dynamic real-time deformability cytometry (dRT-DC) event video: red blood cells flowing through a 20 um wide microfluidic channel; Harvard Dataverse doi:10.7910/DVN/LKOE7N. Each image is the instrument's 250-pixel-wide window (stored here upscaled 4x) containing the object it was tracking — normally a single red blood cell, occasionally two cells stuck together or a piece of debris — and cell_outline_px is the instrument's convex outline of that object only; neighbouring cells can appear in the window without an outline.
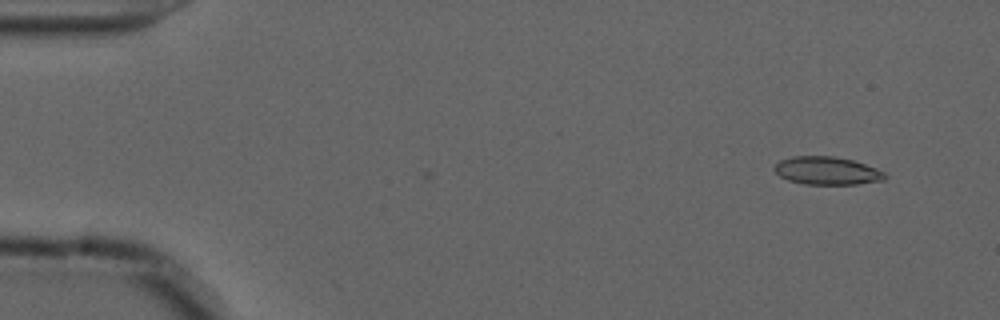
{"species": "common noctule bat (a hibernating species)", "species_latin": "Nyctalus noctula", "temperature_condition": "cold", "stored_images_in_passage": 2, "camera_frame_rate_fps": 3000, "um_per_image_px": 0.085, "animal": {"sex": "male", "forearm_length_mm": 52.5}, "frame": {"image": 1, "passage_image": 2, "time_ms": 0.333, "image_size_px": [1000, 320], "cell_outline_px": [[888, 176], [884, 180], [856, 184], [804, 184], [788, 180], [780, 176], [772, 168], [780, 160], [792, 156], [832, 156], [852, 160], [876, 168], [884, 172]], "centroid_in_image_um": [70.28, 14.51], "position_along_channel_um": 14.7, "area_um2": 17.98}}